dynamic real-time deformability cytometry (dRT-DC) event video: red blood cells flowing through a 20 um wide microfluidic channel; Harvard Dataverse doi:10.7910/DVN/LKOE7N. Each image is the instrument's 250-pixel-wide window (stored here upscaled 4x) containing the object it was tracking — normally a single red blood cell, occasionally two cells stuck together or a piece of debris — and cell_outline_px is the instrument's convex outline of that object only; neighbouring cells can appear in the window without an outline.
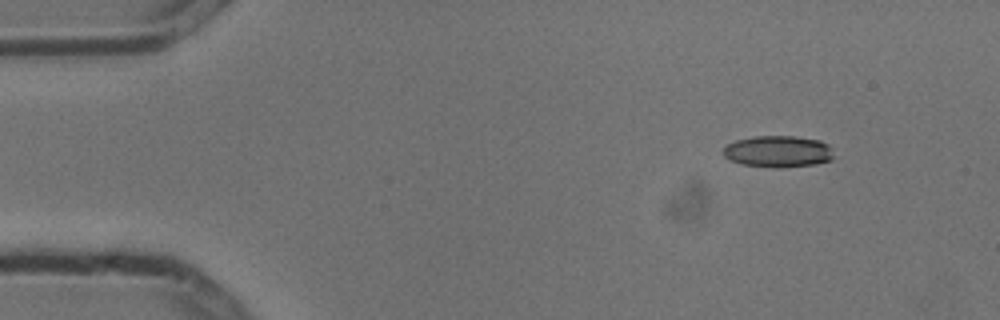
{"species": "common noctule bat (a hibernating species)", "species_latin": "Nyctalus noctula", "temperature_condition": "cold", "stored_images_in_passage": 4, "camera_frame_rate_fps": 3000, "um_per_image_px": 0.085, "animal": {"sex": "male", "body_mass_g": 13.3}, "frame": {"image": 1, "passage_image": 2, "time_ms": 0.333, "image_size_px": [1000, 320], "cell_outline_px": [[832, 160], [812, 164], [776, 168], [772, 168], [740, 164], [728, 160], [724, 156], [724, 148], [728, 144], [736, 140], [752, 136], [792, 136], [820, 140], [828, 144], [832, 148]], "centroid_in_image_um": [66.11, 12.87], "position_along_channel_um": 18.9, "area_um2": 20.4}}
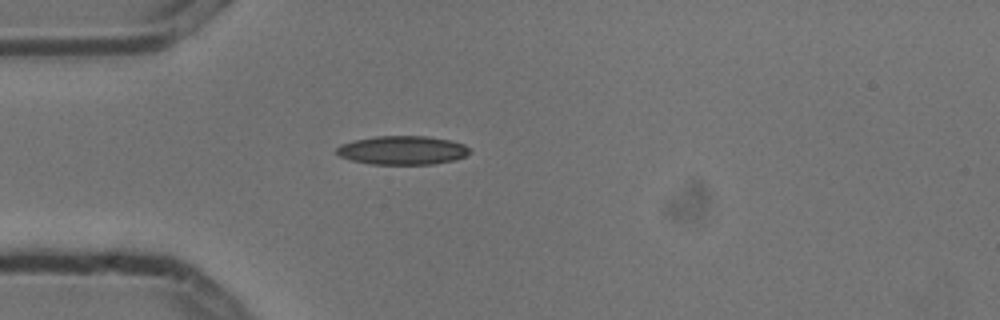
{"frame": {"image": 2, "passage_image": 4, "time_ms": 1.0, "image_size_px": [1000, 320], "cell_outline_px": [[472, 152], [456, 160], [432, 164], [372, 164], [352, 160], [340, 156], [336, 152], [336, 148], [340, 144], [352, 140], [376, 136], [428, 136], [448, 140], [464, 144]], "centroid_in_image_um": [34.2, 12.77], "position_along_channel_um": 50.8, "area_um2": 22.31}}